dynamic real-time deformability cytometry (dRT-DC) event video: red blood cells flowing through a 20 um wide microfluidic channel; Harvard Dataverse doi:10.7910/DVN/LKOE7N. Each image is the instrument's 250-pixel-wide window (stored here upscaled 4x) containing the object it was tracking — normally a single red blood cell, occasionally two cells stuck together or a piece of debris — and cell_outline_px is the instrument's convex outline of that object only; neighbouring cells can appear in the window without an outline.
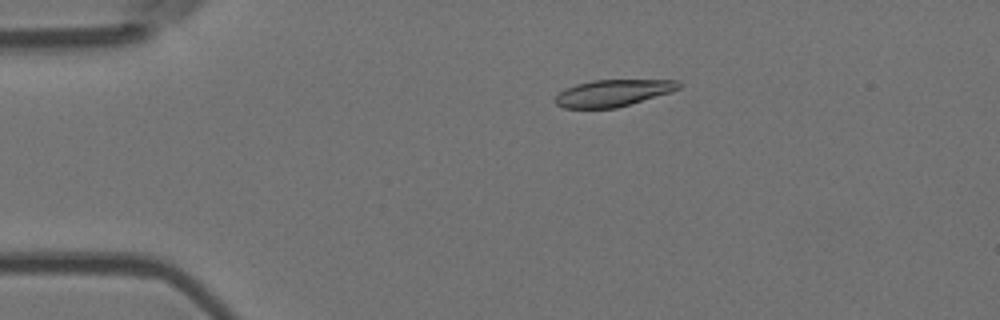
{"species": "Egyptian fruit bat (a non-hibernating species)", "species_latin": "Rousettus aegyptiacus", "temperature_condition": "room temperature", "stored_images_in_passage": 5, "camera_frame_rate_fps": 3000, "um_per_image_px": 0.085, "animal": {"sex": "female"}, "frame": {"image": 1, "passage_image": 3, "time_ms": 0.667, "image_size_px": [1000, 320], "cell_outline_px": [[684, 84], [680, 88], [672, 92], [616, 108], [564, 108], [556, 104], [552, 100], [564, 88], [576, 84], [592, 80], [680, 80]], "centroid_in_image_um": [52.12, 7.9], "position_along_channel_um": 32.9, "area_um2": 19.48}}
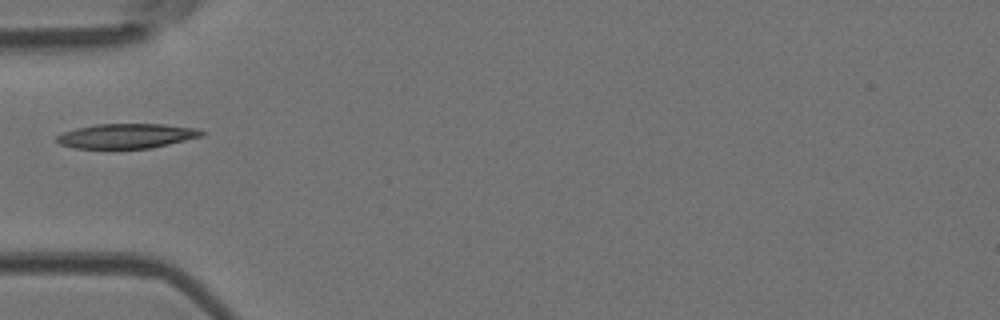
{"frame": {"image": 2, "passage_image": 5, "time_ms": 1.333, "image_size_px": [1000, 320], "cell_outline_px": [[208, 132], [204, 136], [152, 148], [72, 148], [60, 144], [56, 140], [56, 136], [64, 132], [76, 128], [96, 124], [160, 124], [196, 128]], "centroid_in_image_um": [10.8, 11.55], "position_along_channel_um": 74.2, "area_um2": 20.92}}